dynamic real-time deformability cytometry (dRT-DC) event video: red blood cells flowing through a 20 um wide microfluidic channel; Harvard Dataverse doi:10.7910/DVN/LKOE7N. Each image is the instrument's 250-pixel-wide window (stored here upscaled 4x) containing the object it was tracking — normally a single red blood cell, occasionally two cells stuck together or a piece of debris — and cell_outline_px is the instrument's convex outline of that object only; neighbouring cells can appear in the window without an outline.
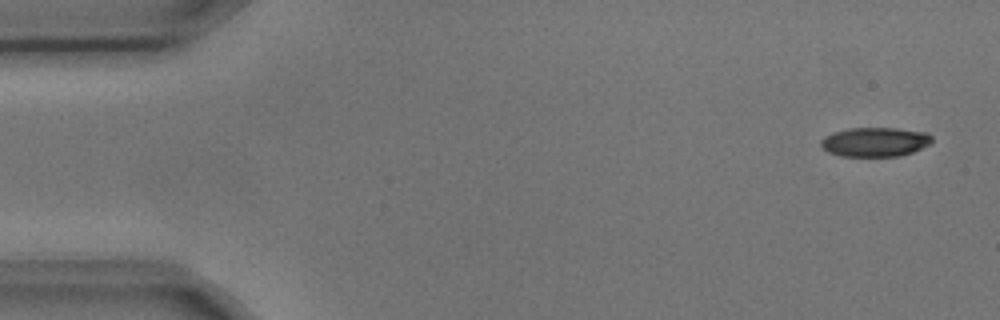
{"species": "common noctule bat (a hibernating species)", "species_latin": "Nyctalus noctula", "temperature_condition": "cold", "stored_images_in_passage": 2, "camera_frame_rate_fps": 3000, "um_per_image_px": 0.085, "animal": {"sex": "male", "body_mass_g": 17.9, "forearm_length_mm": 54.2}, "frame": {"image": 1, "passage_image": 1, "time_ms": 0.0, "image_size_px": [1000, 320], "cell_outline_px": [[932, 140], [928, 144], [912, 152], [900, 156], [840, 156], [828, 152], [820, 144], [820, 140], [824, 136], [848, 128], [896, 128], [928, 132], [932, 136]], "centroid_in_image_um": [74.37, 12.06], "position_along_channel_um": 10.6, "area_um2": 18.9}}